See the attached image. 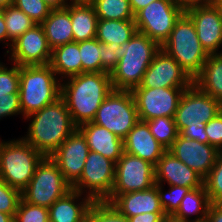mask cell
Listing matches in <instances>:
<instances>
[{
    "mask_svg": "<svg viewBox=\"0 0 222 222\" xmlns=\"http://www.w3.org/2000/svg\"><path fill=\"white\" fill-rule=\"evenodd\" d=\"M210 203L205 185L191 189L182 199L180 207L172 216L187 222H205ZM192 215H196L193 220L190 217Z\"/></svg>",
    "mask_w": 222,
    "mask_h": 222,
    "instance_id": "28",
    "label": "cell"
},
{
    "mask_svg": "<svg viewBox=\"0 0 222 222\" xmlns=\"http://www.w3.org/2000/svg\"><path fill=\"white\" fill-rule=\"evenodd\" d=\"M19 77V100L23 118L60 98L61 80L49 64L19 66Z\"/></svg>",
    "mask_w": 222,
    "mask_h": 222,
    "instance_id": "5",
    "label": "cell"
},
{
    "mask_svg": "<svg viewBox=\"0 0 222 222\" xmlns=\"http://www.w3.org/2000/svg\"><path fill=\"white\" fill-rule=\"evenodd\" d=\"M222 111V104L201 91L195 84L184 90L175 114L179 134L185 138L208 144L206 124Z\"/></svg>",
    "mask_w": 222,
    "mask_h": 222,
    "instance_id": "4",
    "label": "cell"
},
{
    "mask_svg": "<svg viewBox=\"0 0 222 222\" xmlns=\"http://www.w3.org/2000/svg\"><path fill=\"white\" fill-rule=\"evenodd\" d=\"M82 195L84 194L71 189L56 200L48 208L50 222H85L93 200L87 195Z\"/></svg>",
    "mask_w": 222,
    "mask_h": 222,
    "instance_id": "23",
    "label": "cell"
},
{
    "mask_svg": "<svg viewBox=\"0 0 222 222\" xmlns=\"http://www.w3.org/2000/svg\"><path fill=\"white\" fill-rule=\"evenodd\" d=\"M215 3H222V0H216Z\"/></svg>",
    "mask_w": 222,
    "mask_h": 222,
    "instance_id": "56",
    "label": "cell"
},
{
    "mask_svg": "<svg viewBox=\"0 0 222 222\" xmlns=\"http://www.w3.org/2000/svg\"><path fill=\"white\" fill-rule=\"evenodd\" d=\"M185 13L193 21L202 47L210 54H222V14L216 3L192 7ZM220 49V51H218Z\"/></svg>",
    "mask_w": 222,
    "mask_h": 222,
    "instance_id": "17",
    "label": "cell"
},
{
    "mask_svg": "<svg viewBox=\"0 0 222 222\" xmlns=\"http://www.w3.org/2000/svg\"><path fill=\"white\" fill-rule=\"evenodd\" d=\"M161 49L173 57L192 79L201 72L209 56L198 39L193 21L185 12L176 21Z\"/></svg>",
    "mask_w": 222,
    "mask_h": 222,
    "instance_id": "6",
    "label": "cell"
},
{
    "mask_svg": "<svg viewBox=\"0 0 222 222\" xmlns=\"http://www.w3.org/2000/svg\"><path fill=\"white\" fill-rule=\"evenodd\" d=\"M70 18L74 42L96 37L98 17L90 2H71Z\"/></svg>",
    "mask_w": 222,
    "mask_h": 222,
    "instance_id": "26",
    "label": "cell"
},
{
    "mask_svg": "<svg viewBox=\"0 0 222 222\" xmlns=\"http://www.w3.org/2000/svg\"><path fill=\"white\" fill-rule=\"evenodd\" d=\"M91 0H70V2H90Z\"/></svg>",
    "mask_w": 222,
    "mask_h": 222,
    "instance_id": "53",
    "label": "cell"
},
{
    "mask_svg": "<svg viewBox=\"0 0 222 222\" xmlns=\"http://www.w3.org/2000/svg\"><path fill=\"white\" fill-rule=\"evenodd\" d=\"M193 84L222 104V54L208 56Z\"/></svg>",
    "mask_w": 222,
    "mask_h": 222,
    "instance_id": "27",
    "label": "cell"
},
{
    "mask_svg": "<svg viewBox=\"0 0 222 222\" xmlns=\"http://www.w3.org/2000/svg\"><path fill=\"white\" fill-rule=\"evenodd\" d=\"M51 9H62L70 4V0H43ZM69 1V2H68Z\"/></svg>",
    "mask_w": 222,
    "mask_h": 222,
    "instance_id": "49",
    "label": "cell"
},
{
    "mask_svg": "<svg viewBox=\"0 0 222 222\" xmlns=\"http://www.w3.org/2000/svg\"><path fill=\"white\" fill-rule=\"evenodd\" d=\"M1 41L2 42L4 41V43L6 41L5 45L8 46V50L10 49V47L13 43L8 38L7 27L5 26V21H4V9L0 8V43H1Z\"/></svg>",
    "mask_w": 222,
    "mask_h": 222,
    "instance_id": "47",
    "label": "cell"
},
{
    "mask_svg": "<svg viewBox=\"0 0 222 222\" xmlns=\"http://www.w3.org/2000/svg\"><path fill=\"white\" fill-rule=\"evenodd\" d=\"M155 184V166L124 152L116 162L112 193L105 201L111 203L119 194L147 190Z\"/></svg>",
    "mask_w": 222,
    "mask_h": 222,
    "instance_id": "12",
    "label": "cell"
},
{
    "mask_svg": "<svg viewBox=\"0 0 222 222\" xmlns=\"http://www.w3.org/2000/svg\"><path fill=\"white\" fill-rule=\"evenodd\" d=\"M184 12L192 7L215 3L216 0H173Z\"/></svg>",
    "mask_w": 222,
    "mask_h": 222,
    "instance_id": "46",
    "label": "cell"
},
{
    "mask_svg": "<svg viewBox=\"0 0 222 222\" xmlns=\"http://www.w3.org/2000/svg\"><path fill=\"white\" fill-rule=\"evenodd\" d=\"M208 144L222 152V111L212 118L205 126Z\"/></svg>",
    "mask_w": 222,
    "mask_h": 222,
    "instance_id": "42",
    "label": "cell"
},
{
    "mask_svg": "<svg viewBox=\"0 0 222 222\" xmlns=\"http://www.w3.org/2000/svg\"><path fill=\"white\" fill-rule=\"evenodd\" d=\"M22 115L19 93L0 94V120L3 117Z\"/></svg>",
    "mask_w": 222,
    "mask_h": 222,
    "instance_id": "43",
    "label": "cell"
},
{
    "mask_svg": "<svg viewBox=\"0 0 222 222\" xmlns=\"http://www.w3.org/2000/svg\"><path fill=\"white\" fill-rule=\"evenodd\" d=\"M160 49L158 43L138 31L129 41L116 48L119 62L110 73L113 89L132 91L138 87Z\"/></svg>",
    "mask_w": 222,
    "mask_h": 222,
    "instance_id": "3",
    "label": "cell"
},
{
    "mask_svg": "<svg viewBox=\"0 0 222 222\" xmlns=\"http://www.w3.org/2000/svg\"><path fill=\"white\" fill-rule=\"evenodd\" d=\"M157 0H129L131 10L135 15L138 11L143 9L145 6Z\"/></svg>",
    "mask_w": 222,
    "mask_h": 222,
    "instance_id": "48",
    "label": "cell"
},
{
    "mask_svg": "<svg viewBox=\"0 0 222 222\" xmlns=\"http://www.w3.org/2000/svg\"><path fill=\"white\" fill-rule=\"evenodd\" d=\"M221 11V14H222V3H216Z\"/></svg>",
    "mask_w": 222,
    "mask_h": 222,
    "instance_id": "55",
    "label": "cell"
},
{
    "mask_svg": "<svg viewBox=\"0 0 222 222\" xmlns=\"http://www.w3.org/2000/svg\"><path fill=\"white\" fill-rule=\"evenodd\" d=\"M204 185L211 203H222V152L204 179Z\"/></svg>",
    "mask_w": 222,
    "mask_h": 222,
    "instance_id": "36",
    "label": "cell"
},
{
    "mask_svg": "<svg viewBox=\"0 0 222 222\" xmlns=\"http://www.w3.org/2000/svg\"><path fill=\"white\" fill-rule=\"evenodd\" d=\"M183 13L173 0H157L138 11L134 22L138 32L162 46Z\"/></svg>",
    "mask_w": 222,
    "mask_h": 222,
    "instance_id": "11",
    "label": "cell"
},
{
    "mask_svg": "<svg viewBox=\"0 0 222 222\" xmlns=\"http://www.w3.org/2000/svg\"><path fill=\"white\" fill-rule=\"evenodd\" d=\"M164 187L157 183V191L161 206L166 216H172L180 207L182 199L191 190L189 187L169 185V190L163 191ZM165 192V193H164Z\"/></svg>",
    "mask_w": 222,
    "mask_h": 222,
    "instance_id": "34",
    "label": "cell"
},
{
    "mask_svg": "<svg viewBox=\"0 0 222 222\" xmlns=\"http://www.w3.org/2000/svg\"><path fill=\"white\" fill-rule=\"evenodd\" d=\"M122 222H129L128 218L122 214Z\"/></svg>",
    "mask_w": 222,
    "mask_h": 222,
    "instance_id": "54",
    "label": "cell"
},
{
    "mask_svg": "<svg viewBox=\"0 0 222 222\" xmlns=\"http://www.w3.org/2000/svg\"><path fill=\"white\" fill-rule=\"evenodd\" d=\"M187 88H134L132 90L140 121L175 117L179 100Z\"/></svg>",
    "mask_w": 222,
    "mask_h": 222,
    "instance_id": "13",
    "label": "cell"
},
{
    "mask_svg": "<svg viewBox=\"0 0 222 222\" xmlns=\"http://www.w3.org/2000/svg\"><path fill=\"white\" fill-rule=\"evenodd\" d=\"M82 73L101 72L100 41L96 38L79 42Z\"/></svg>",
    "mask_w": 222,
    "mask_h": 222,
    "instance_id": "33",
    "label": "cell"
},
{
    "mask_svg": "<svg viewBox=\"0 0 222 222\" xmlns=\"http://www.w3.org/2000/svg\"><path fill=\"white\" fill-rule=\"evenodd\" d=\"M13 3H14V0H0V8L4 9L8 6L13 5Z\"/></svg>",
    "mask_w": 222,
    "mask_h": 222,
    "instance_id": "51",
    "label": "cell"
},
{
    "mask_svg": "<svg viewBox=\"0 0 222 222\" xmlns=\"http://www.w3.org/2000/svg\"><path fill=\"white\" fill-rule=\"evenodd\" d=\"M145 122L154 138L169 150L179 134L174 117H158Z\"/></svg>",
    "mask_w": 222,
    "mask_h": 222,
    "instance_id": "31",
    "label": "cell"
},
{
    "mask_svg": "<svg viewBox=\"0 0 222 222\" xmlns=\"http://www.w3.org/2000/svg\"><path fill=\"white\" fill-rule=\"evenodd\" d=\"M24 119L31 121L26 137L23 136L22 138L47 157L77 129L71 119L67 105L61 97Z\"/></svg>",
    "mask_w": 222,
    "mask_h": 222,
    "instance_id": "2",
    "label": "cell"
},
{
    "mask_svg": "<svg viewBox=\"0 0 222 222\" xmlns=\"http://www.w3.org/2000/svg\"><path fill=\"white\" fill-rule=\"evenodd\" d=\"M192 84L193 79L179 63L160 49L135 88H188Z\"/></svg>",
    "mask_w": 222,
    "mask_h": 222,
    "instance_id": "15",
    "label": "cell"
},
{
    "mask_svg": "<svg viewBox=\"0 0 222 222\" xmlns=\"http://www.w3.org/2000/svg\"><path fill=\"white\" fill-rule=\"evenodd\" d=\"M98 19L134 20L129 0H91Z\"/></svg>",
    "mask_w": 222,
    "mask_h": 222,
    "instance_id": "30",
    "label": "cell"
},
{
    "mask_svg": "<svg viewBox=\"0 0 222 222\" xmlns=\"http://www.w3.org/2000/svg\"><path fill=\"white\" fill-rule=\"evenodd\" d=\"M43 155L23 138L0 140V177L22 192L32 179Z\"/></svg>",
    "mask_w": 222,
    "mask_h": 222,
    "instance_id": "7",
    "label": "cell"
},
{
    "mask_svg": "<svg viewBox=\"0 0 222 222\" xmlns=\"http://www.w3.org/2000/svg\"><path fill=\"white\" fill-rule=\"evenodd\" d=\"M89 151L85 137L76 129L49 157L72 187L80 179Z\"/></svg>",
    "mask_w": 222,
    "mask_h": 222,
    "instance_id": "16",
    "label": "cell"
},
{
    "mask_svg": "<svg viewBox=\"0 0 222 222\" xmlns=\"http://www.w3.org/2000/svg\"><path fill=\"white\" fill-rule=\"evenodd\" d=\"M138 121L132 91L113 89L98 108L92 122L105 127L123 140Z\"/></svg>",
    "mask_w": 222,
    "mask_h": 222,
    "instance_id": "8",
    "label": "cell"
},
{
    "mask_svg": "<svg viewBox=\"0 0 222 222\" xmlns=\"http://www.w3.org/2000/svg\"><path fill=\"white\" fill-rule=\"evenodd\" d=\"M134 20L98 19L96 39L103 44L116 43L122 45L129 41L137 32Z\"/></svg>",
    "mask_w": 222,
    "mask_h": 222,
    "instance_id": "29",
    "label": "cell"
},
{
    "mask_svg": "<svg viewBox=\"0 0 222 222\" xmlns=\"http://www.w3.org/2000/svg\"><path fill=\"white\" fill-rule=\"evenodd\" d=\"M0 222H14V217L10 214L0 212Z\"/></svg>",
    "mask_w": 222,
    "mask_h": 222,
    "instance_id": "50",
    "label": "cell"
},
{
    "mask_svg": "<svg viewBox=\"0 0 222 222\" xmlns=\"http://www.w3.org/2000/svg\"><path fill=\"white\" fill-rule=\"evenodd\" d=\"M163 222H187L174 218L173 216H166Z\"/></svg>",
    "mask_w": 222,
    "mask_h": 222,
    "instance_id": "52",
    "label": "cell"
},
{
    "mask_svg": "<svg viewBox=\"0 0 222 222\" xmlns=\"http://www.w3.org/2000/svg\"><path fill=\"white\" fill-rule=\"evenodd\" d=\"M19 85V65L13 63V66L8 68L0 61V94L19 93Z\"/></svg>",
    "mask_w": 222,
    "mask_h": 222,
    "instance_id": "39",
    "label": "cell"
},
{
    "mask_svg": "<svg viewBox=\"0 0 222 222\" xmlns=\"http://www.w3.org/2000/svg\"><path fill=\"white\" fill-rule=\"evenodd\" d=\"M51 49L74 41L70 18V4L62 9H51L41 23Z\"/></svg>",
    "mask_w": 222,
    "mask_h": 222,
    "instance_id": "24",
    "label": "cell"
},
{
    "mask_svg": "<svg viewBox=\"0 0 222 222\" xmlns=\"http://www.w3.org/2000/svg\"><path fill=\"white\" fill-rule=\"evenodd\" d=\"M127 218L143 213H164L157 183L147 190L119 194L111 202Z\"/></svg>",
    "mask_w": 222,
    "mask_h": 222,
    "instance_id": "22",
    "label": "cell"
},
{
    "mask_svg": "<svg viewBox=\"0 0 222 222\" xmlns=\"http://www.w3.org/2000/svg\"><path fill=\"white\" fill-rule=\"evenodd\" d=\"M51 51L42 25L36 24L13 41L6 53H9L11 63L34 66L49 64Z\"/></svg>",
    "mask_w": 222,
    "mask_h": 222,
    "instance_id": "14",
    "label": "cell"
},
{
    "mask_svg": "<svg viewBox=\"0 0 222 222\" xmlns=\"http://www.w3.org/2000/svg\"><path fill=\"white\" fill-rule=\"evenodd\" d=\"M166 217L165 213H143L129 217V222H163Z\"/></svg>",
    "mask_w": 222,
    "mask_h": 222,
    "instance_id": "44",
    "label": "cell"
},
{
    "mask_svg": "<svg viewBox=\"0 0 222 222\" xmlns=\"http://www.w3.org/2000/svg\"><path fill=\"white\" fill-rule=\"evenodd\" d=\"M155 182L163 185H177L195 189L204 185V179L177 159L170 151H166L155 166Z\"/></svg>",
    "mask_w": 222,
    "mask_h": 222,
    "instance_id": "19",
    "label": "cell"
},
{
    "mask_svg": "<svg viewBox=\"0 0 222 222\" xmlns=\"http://www.w3.org/2000/svg\"><path fill=\"white\" fill-rule=\"evenodd\" d=\"M71 189L56 163L44 156L37 164L30 183L21 192V197L27 203L49 208Z\"/></svg>",
    "mask_w": 222,
    "mask_h": 222,
    "instance_id": "9",
    "label": "cell"
},
{
    "mask_svg": "<svg viewBox=\"0 0 222 222\" xmlns=\"http://www.w3.org/2000/svg\"><path fill=\"white\" fill-rule=\"evenodd\" d=\"M49 65L61 81L81 74L79 42L73 41L53 48Z\"/></svg>",
    "mask_w": 222,
    "mask_h": 222,
    "instance_id": "25",
    "label": "cell"
},
{
    "mask_svg": "<svg viewBox=\"0 0 222 222\" xmlns=\"http://www.w3.org/2000/svg\"><path fill=\"white\" fill-rule=\"evenodd\" d=\"M113 90L110 73L88 72L61 81V95L74 125L92 122L106 96Z\"/></svg>",
    "mask_w": 222,
    "mask_h": 222,
    "instance_id": "1",
    "label": "cell"
},
{
    "mask_svg": "<svg viewBox=\"0 0 222 222\" xmlns=\"http://www.w3.org/2000/svg\"><path fill=\"white\" fill-rule=\"evenodd\" d=\"M177 159L205 179L221 153L210 144L200 143L178 134L177 139L168 150Z\"/></svg>",
    "mask_w": 222,
    "mask_h": 222,
    "instance_id": "18",
    "label": "cell"
},
{
    "mask_svg": "<svg viewBox=\"0 0 222 222\" xmlns=\"http://www.w3.org/2000/svg\"><path fill=\"white\" fill-rule=\"evenodd\" d=\"M124 152L137 156L156 166L167 151L152 135L144 121H138L123 139Z\"/></svg>",
    "mask_w": 222,
    "mask_h": 222,
    "instance_id": "20",
    "label": "cell"
},
{
    "mask_svg": "<svg viewBox=\"0 0 222 222\" xmlns=\"http://www.w3.org/2000/svg\"><path fill=\"white\" fill-rule=\"evenodd\" d=\"M116 163L89 151L80 179L71 187L93 201H105L112 193Z\"/></svg>",
    "mask_w": 222,
    "mask_h": 222,
    "instance_id": "10",
    "label": "cell"
},
{
    "mask_svg": "<svg viewBox=\"0 0 222 222\" xmlns=\"http://www.w3.org/2000/svg\"><path fill=\"white\" fill-rule=\"evenodd\" d=\"M86 220L87 222H122V213L110 202L93 201Z\"/></svg>",
    "mask_w": 222,
    "mask_h": 222,
    "instance_id": "35",
    "label": "cell"
},
{
    "mask_svg": "<svg viewBox=\"0 0 222 222\" xmlns=\"http://www.w3.org/2000/svg\"><path fill=\"white\" fill-rule=\"evenodd\" d=\"M48 208L25 202L22 198L19 201L14 222H49Z\"/></svg>",
    "mask_w": 222,
    "mask_h": 222,
    "instance_id": "37",
    "label": "cell"
},
{
    "mask_svg": "<svg viewBox=\"0 0 222 222\" xmlns=\"http://www.w3.org/2000/svg\"><path fill=\"white\" fill-rule=\"evenodd\" d=\"M13 5L23 11L36 24H41L51 11V8L43 0H14Z\"/></svg>",
    "mask_w": 222,
    "mask_h": 222,
    "instance_id": "38",
    "label": "cell"
},
{
    "mask_svg": "<svg viewBox=\"0 0 222 222\" xmlns=\"http://www.w3.org/2000/svg\"><path fill=\"white\" fill-rule=\"evenodd\" d=\"M21 198V192L9 186L0 177V212L14 217Z\"/></svg>",
    "mask_w": 222,
    "mask_h": 222,
    "instance_id": "40",
    "label": "cell"
},
{
    "mask_svg": "<svg viewBox=\"0 0 222 222\" xmlns=\"http://www.w3.org/2000/svg\"><path fill=\"white\" fill-rule=\"evenodd\" d=\"M120 45L116 43L103 44L100 42L101 73H111L119 62V58L115 53L116 48Z\"/></svg>",
    "mask_w": 222,
    "mask_h": 222,
    "instance_id": "41",
    "label": "cell"
},
{
    "mask_svg": "<svg viewBox=\"0 0 222 222\" xmlns=\"http://www.w3.org/2000/svg\"><path fill=\"white\" fill-rule=\"evenodd\" d=\"M4 21L8 38L13 42L36 23L14 5L4 8Z\"/></svg>",
    "mask_w": 222,
    "mask_h": 222,
    "instance_id": "32",
    "label": "cell"
},
{
    "mask_svg": "<svg viewBox=\"0 0 222 222\" xmlns=\"http://www.w3.org/2000/svg\"><path fill=\"white\" fill-rule=\"evenodd\" d=\"M77 129L85 137L90 151L99 153L115 163L124 153L123 140L105 127L88 122Z\"/></svg>",
    "mask_w": 222,
    "mask_h": 222,
    "instance_id": "21",
    "label": "cell"
},
{
    "mask_svg": "<svg viewBox=\"0 0 222 222\" xmlns=\"http://www.w3.org/2000/svg\"><path fill=\"white\" fill-rule=\"evenodd\" d=\"M205 222H222V203H210Z\"/></svg>",
    "mask_w": 222,
    "mask_h": 222,
    "instance_id": "45",
    "label": "cell"
}]
</instances>
